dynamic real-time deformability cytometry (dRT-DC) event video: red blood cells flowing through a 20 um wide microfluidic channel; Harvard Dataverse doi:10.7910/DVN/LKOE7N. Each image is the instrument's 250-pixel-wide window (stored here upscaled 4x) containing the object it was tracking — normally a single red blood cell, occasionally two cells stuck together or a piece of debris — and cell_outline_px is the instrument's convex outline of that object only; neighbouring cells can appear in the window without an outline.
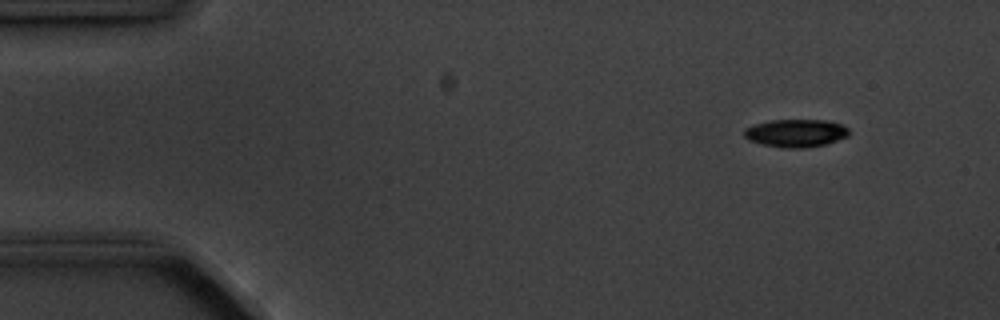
{"species": "common noctule bat (a hibernating species)", "species_latin": "Nyctalus noctula", "temperature_condition": "cold", "stored_images_in_passage": 6, "camera_frame_rate_fps": 3000, "um_per_image_px": 0.085, "animal": {"sex": "male", "body_mass_g": 20.1, "forearm_length_mm": 53.5}, "frame": {"image": 1, "passage_image": 2, "time_ms": 1.0, "image_size_px": [1000, 320], "cell_outline_px": [[848, 136], [824, 144], [808, 148], [780, 148], [748, 140], [744, 136], [744, 128], [756, 124], [772, 120], [824, 120], [840, 124], [848, 128]], "centroid_in_image_um": [67.62, 11.32], "position_along_channel_um": 17.4, "area_um2": 16.88}}